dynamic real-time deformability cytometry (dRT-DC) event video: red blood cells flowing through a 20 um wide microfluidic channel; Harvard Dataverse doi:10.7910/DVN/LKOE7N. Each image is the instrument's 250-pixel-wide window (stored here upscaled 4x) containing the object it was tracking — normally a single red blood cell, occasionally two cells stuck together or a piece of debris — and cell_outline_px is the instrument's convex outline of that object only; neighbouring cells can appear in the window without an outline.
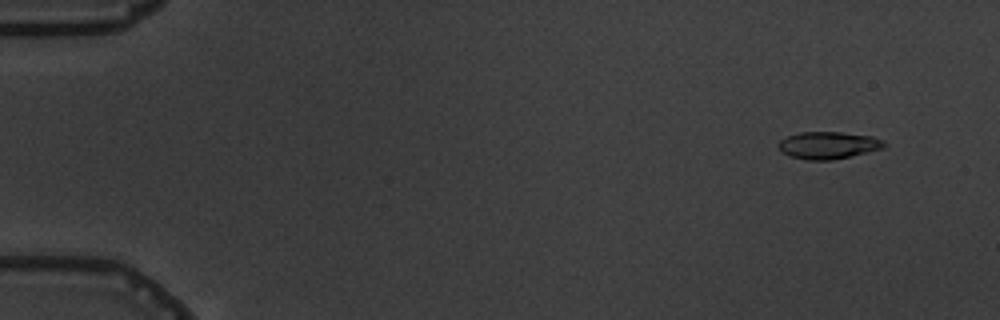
{"species": "common noctule bat (a hibernating species)", "species_latin": "Nyctalus noctula", "temperature_condition": "warm", "stored_images_in_passage": 5, "camera_frame_rate_fps": 3000, "um_per_image_px": 0.085, "animal": {"sex": "male", "body_mass_g": 19.5, "forearm_length_mm": 54.6}, "frame": {"image": 1, "passage_image": 2, "time_ms": 1.333, "image_size_px": [1000, 320], "cell_outline_px": [[888, 144], [884, 148], [832, 160], [808, 160], [788, 156], [780, 152], [776, 144], [780, 140], [788, 136], [800, 132], [840, 132], [872, 136], [884, 140]], "centroid_in_image_um": [70.38, 12.35], "position_along_channel_um": 14.6, "area_um2": 16.94}}
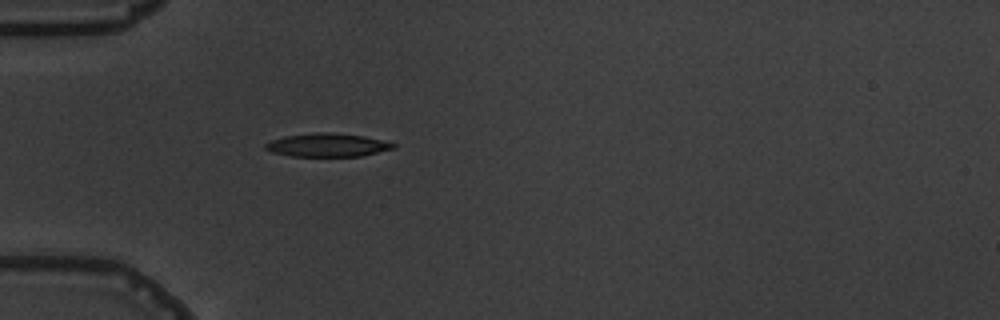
{"frame": {"image": 2, "passage_image": 5, "time_ms": 5.667, "image_size_px": [1000, 320], "cell_outline_px": [[396, 148], [360, 156], [292, 156], [272, 152], [264, 148], [264, 144], [272, 140], [284, 136], [312, 132], [332, 132], [364, 136], [384, 140], [396, 144]], "centroid_in_image_um": [27.84, 12.32], "position_along_channel_um": 57.2, "area_um2": 17.51}}